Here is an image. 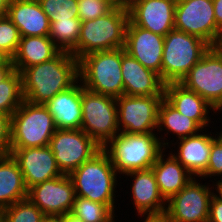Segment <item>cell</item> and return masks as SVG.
Returning <instances> with one entry per match:
<instances>
[{
  "mask_svg": "<svg viewBox=\"0 0 222 222\" xmlns=\"http://www.w3.org/2000/svg\"><path fill=\"white\" fill-rule=\"evenodd\" d=\"M28 189L17 161L12 155L0 156V209L26 199Z\"/></svg>",
  "mask_w": 222,
  "mask_h": 222,
  "instance_id": "484cf974",
  "label": "cell"
},
{
  "mask_svg": "<svg viewBox=\"0 0 222 222\" xmlns=\"http://www.w3.org/2000/svg\"><path fill=\"white\" fill-rule=\"evenodd\" d=\"M112 9L113 7L108 2L99 0H78V15L81 22L102 17Z\"/></svg>",
  "mask_w": 222,
  "mask_h": 222,
  "instance_id": "836d02e7",
  "label": "cell"
},
{
  "mask_svg": "<svg viewBox=\"0 0 222 222\" xmlns=\"http://www.w3.org/2000/svg\"><path fill=\"white\" fill-rule=\"evenodd\" d=\"M117 174L109 155L101 149L68 176L76 196L109 205L114 210Z\"/></svg>",
  "mask_w": 222,
  "mask_h": 222,
  "instance_id": "277c9868",
  "label": "cell"
},
{
  "mask_svg": "<svg viewBox=\"0 0 222 222\" xmlns=\"http://www.w3.org/2000/svg\"><path fill=\"white\" fill-rule=\"evenodd\" d=\"M9 0H0V16L6 15Z\"/></svg>",
  "mask_w": 222,
  "mask_h": 222,
  "instance_id": "7bdbcfd3",
  "label": "cell"
},
{
  "mask_svg": "<svg viewBox=\"0 0 222 222\" xmlns=\"http://www.w3.org/2000/svg\"><path fill=\"white\" fill-rule=\"evenodd\" d=\"M49 219L28 198L2 210V222H47Z\"/></svg>",
  "mask_w": 222,
  "mask_h": 222,
  "instance_id": "4dcf8cb0",
  "label": "cell"
},
{
  "mask_svg": "<svg viewBox=\"0 0 222 222\" xmlns=\"http://www.w3.org/2000/svg\"><path fill=\"white\" fill-rule=\"evenodd\" d=\"M132 180L131 195L137 215L166 211L167 201L160 194L152 168L126 173Z\"/></svg>",
  "mask_w": 222,
  "mask_h": 222,
  "instance_id": "ffe728a7",
  "label": "cell"
},
{
  "mask_svg": "<svg viewBox=\"0 0 222 222\" xmlns=\"http://www.w3.org/2000/svg\"><path fill=\"white\" fill-rule=\"evenodd\" d=\"M49 147L64 175H69L102 149L82 129H57Z\"/></svg>",
  "mask_w": 222,
  "mask_h": 222,
  "instance_id": "8fae6325",
  "label": "cell"
},
{
  "mask_svg": "<svg viewBox=\"0 0 222 222\" xmlns=\"http://www.w3.org/2000/svg\"><path fill=\"white\" fill-rule=\"evenodd\" d=\"M59 52L49 36L21 37L11 60L15 70L21 73L25 68L51 60Z\"/></svg>",
  "mask_w": 222,
  "mask_h": 222,
  "instance_id": "d4e9b609",
  "label": "cell"
},
{
  "mask_svg": "<svg viewBox=\"0 0 222 222\" xmlns=\"http://www.w3.org/2000/svg\"><path fill=\"white\" fill-rule=\"evenodd\" d=\"M21 35L19 29L6 16H0V49L11 59L17 51Z\"/></svg>",
  "mask_w": 222,
  "mask_h": 222,
  "instance_id": "d6a6232c",
  "label": "cell"
},
{
  "mask_svg": "<svg viewBox=\"0 0 222 222\" xmlns=\"http://www.w3.org/2000/svg\"><path fill=\"white\" fill-rule=\"evenodd\" d=\"M175 7L171 0H132L127 5L129 20L134 25L161 36L175 29Z\"/></svg>",
  "mask_w": 222,
  "mask_h": 222,
  "instance_id": "2e32d148",
  "label": "cell"
},
{
  "mask_svg": "<svg viewBox=\"0 0 222 222\" xmlns=\"http://www.w3.org/2000/svg\"><path fill=\"white\" fill-rule=\"evenodd\" d=\"M81 129L100 147L119 133L116 98L91 92L82 85Z\"/></svg>",
  "mask_w": 222,
  "mask_h": 222,
  "instance_id": "ba28073f",
  "label": "cell"
},
{
  "mask_svg": "<svg viewBox=\"0 0 222 222\" xmlns=\"http://www.w3.org/2000/svg\"><path fill=\"white\" fill-rule=\"evenodd\" d=\"M56 130L54 119L45 105L24 99L12 114L11 148L49 146Z\"/></svg>",
  "mask_w": 222,
  "mask_h": 222,
  "instance_id": "52a82bcc",
  "label": "cell"
},
{
  "mask_svg": "<svg viewBox=\"0 0 222 222\" xmlns=\"http://www.w3.org/2000/svg\"><path fill=\"white\" fill-rule=\"evenodd\" d=\"M171 1H173V2H175V3H178V2H181V1H183V0H171Z\"/></svg>",
  "mask_w": 222,
  "mask_h": 222,
  "instance_id": "681fc988",
  "label": "cell"
},
{
  "mask_svg": "<svg viewBox=\"0 0 222 222\" xmlns=\"http://www.w3.org/2000/svg\"><path fill=\"white\" fill-rule=\"evenodd\" d=\"M165 149L158 155L152 165L156 182L163 198L168 201L172 196L183 189L194 177L173 155L167 154Z\"/></svg>",
  "mask_w": 222,
  "mask_h": 222,
  "instance_id": "cb8c5ba5",
  "label": "cell"
},
{
  "mask_svg": "<svg viewBox=\"0 0 222 222\" xmlns=\"http://www.w3.org/2000/svg\"><path fill=\"white\" fill-rule=\"evenodd\" d=\"M174 27L203 39L211 47L220 46L222 32L215 21L213 0H183L176 3Z\"/></svg>",
  "mask_w": 222,
  "mask_h": 222,
  "instance_id": "30bf717a",
  "label": "cell"
},
{
  "mask_svg": "<svg viewBox=\"0 0 222 222\" xmlns=\"http://www.w3.org/2000/svg\"><path fill=\"white\" fill-rule=\"evenodd\" d=\"M213 7L217 28L222 32V0H213Z\"/></svg>",
  "mask_w": 222,
  "mask_h": 222,
  "instance_id": "f35d334b",
  "label": "cell"
},
{
  "mask_svg": "<svg viewBox=\"0 0 222 222\" xmlns=\"http://www.w3.org/2000/svg\"><path fill=\"white\" fill-rule=\"evenodd\" d=\"M79 81L85 89L114 98L124 95L121 48L96 51L78 60Z\"/></svg>",
  "mask_w": 222,
  "mask_h": 222,
  "instance_id": "5b68a950",
  "label": "cell"
},
{
  "mask_svg": "<svg viewBox=\"0 0 222 222\" xmlns=\"http://www.w3.org/2000/svg\"><path fill=\"white\" fill-rule=\"evenodd\" d=\"M1 65H13L11 58L0 49V66Z\"/></svg>",
  "mask_w": 222,
  "mask_h": 222,
  "instance_id": "b9f144b4",
  "label": "cell"
},
{
  "mask_svg": "<svg viewBox=\"0 0 222 222\" xmlns=\"http://www.w3.org/2000/svg\"><path fill=\"white\" fill-rule=\"evenodd\" d=\"M201 129V130H200ZM167 130L166 135L174 133L178 140L193 136L202 131V128L191 118L181 114L165 98H163L158 108V128L157 132Z\"/></svg>",
  "mask_w": 222,
  "mask_h": 222,
  "instance_id": "4316f807",
  "label": "cell"
},
{
  "mask_svg": "<svg viewBox=\"0 0 222 222\" xmlns=\"http://www.w3.org/2000/svg\"><path fill=\"white\" fill-rule=\"evenodd\" d=\"M179 83L205 99L216 113L221 111L222 47H210Z\"/></svg>",
  "mask_w": 222,
  "mask_h": 222,
  "instance_id": "9c48e42d",
  "label": "cell"
},
{
  "mask_svg": "<svg viewBox=\"0 0 222 222\" xmlns=\"http://www.w3.org/2000/svg\"><path fill=\"white\" fill-rule=\"evenodd\" d=\"M128 20L127 5L121 4L102 17L81 22L77 46L71 54L79 60L92 52L124 48Z\"/></svg>",
  "mask_w": 222,
  "mask_h": 222,
  "instance_id": "3957f363",
  "label": "cell"
},
{
  "mask_svg": "<svg viewBox=\"0 0 222 222\" xmlns=\"http://www.w3.org/2000/svg\"><path fill=\"white\" fill-rule=\"evenodd\" d=\"M208 222H222V199L216 193L210 201Z\"/></svg>",
  "mask_w": 222,
  "mask_h": 222,
  "instance_id": "8d00e7d4",
  "label": "cell"
},
{
  "mask_svg": "<svg viewBox=\"0 0 222 222\" xmlns=\"http://www.w3.org/2000/svg\"><path fill=\"white\" fill-rule=\"evenodd\" d=\"M163 48L164 36L136 26L128 20L125 31V52L144 67L155 71L160 78Z\"/></svg>",
  "mask_w": 222,
  "mask_h": 222,
  "instance_id": "e0dca14e",
  "label": "cell"
},
{
  "mask_svg": "<svg viewBox=\"0 0 222 222\" xmlns=\"http://www.w3.org/2000/svg\"><path fill=\"white\" fill-rule=\"evenodd\" d=\"M50 22L79 18L78 0H38Z\"/></svg>",
  "mask_w": 222,
  "mask_h": 222,
  "instance_id": "1f68e13d",
  "label": "cell"
},
{
  "mask_svg": "<svg viewBox=\"0 0 222 222\" xmlns=\"http://www.w3.org/2000/svg\"><path fill=\"white\" fill-rule=\"evenodd\" d=\"M99 1L108 2L113 8L121 5L117 0H99Z\"/></svg>",
  "mask_w": 222,
  "mask_h": 222,
  "instance_id": "f6af8a7d",
  "label": "cell"
},
{
  "mask_svg": "<svg viewBox=\"0 0 222 222\" xmlns=\"http://www.w3.org/2000/svg\"><path fill=\"white\" fill-rule=\"evenodd\" d=\"M222 175V144L216 139L211 144V151L207 169L199 176V178H207Z\"/></svg>",
  "mask_w": 222,
  "mask_h": 222,
  "instance_id": "e575fe53",
  "label": "cell"
},
{
  "mask_svg": "<svg viewBox=\"0 0 222 222\" xmlns=\"http://www.w3.org/2000/svg\"><path fill=\"white\" fill-rule=\"evenodd\" d=\"M15 68L13 65H1L0 66V83L3 82L13 71Z\"/></svg>",
  "mask_w": 222,
  "mask_h": 222,
  "instance_id": "60d3db41",
  "label": "cell"
},
{
  "mask_svg": "<svg viewBox=\"0 0 222 222\" xmlns=\"http://www.w3.org/2000/svg\"><path fill=\"white\" fill-rule=\"evenodd\" d=\"M75 189L68 175H61L28 189L27 198L34 203L49 220L70 213Z\"/></svg>",
  "mask_w": 222,
  "mask_h": 222,
  "instance_id": "5bb4252c",
  "label": "cell"
},
{
  "mask_svg": "<svg viewBox=\"0 0 222 222\" xmlns=\"http://www.w3.org/2000/svg\"><path fill=\"white\" fill-rule=\"evenodd\" d=\"M121 74L124 94L129 96H164L165 83L155 71L144 67L121 48Z\"/></svg>",
  "mask_w": 222,
  "mask_h": 222,
  "instance_id": "ac0fdd59",
  "label": "cell"
},
{
  "mask_svg": "<svg viewBox=\"0 0 222 222\" xmlns=\"http://www.w3.org/2000/svg\"><path fill=\"white\" fill-rule=\"evenodd\" d=\"M54 222H82L71 213H66L53 219Z\"/></svg>",
  "mask_w": 222,
  "mask_h": 222,
  "instance_id": "ab89813d",
  "label": "cell"
},
{
  "mask_svg": "<svg viewBox=\"0 0 222 222\" xmlns=\"http://www.w3.org/2000/svg\"><path fill=\"white\" fill-rule=\"evenodd\" d=\"M157 134L119 132L102 149L109 155L116 172L124 176L151 168L158 155L169 147L170 142Z\"/></svg>",
  "mask_w": 222,
  "mask_h": 222,
  "instance_id": "7a4b0ae2",
  "label": "cell"
},
{
  "mask_svg": "<svg viewBox=\"0 0 222 222\" xmlns=\"http://www.w3.org/2000/svg\"><path fill=\"white\" fill-rule=\"evenodd\" d=\"M216 183V185H214ZM213 183V186H215L216 195L222 199V178L221 180H218L217 182ZM217 188V189H216Z\"/></svg>",
  "mask_w": 222,
  "mask_h": 222,
  "instance_id": "ee69618b",
  "label": "cell"
},
{
  "mask_svg": "<svg viewBox=\"0 0 222 222\" xmlns=\"http://www.w3.org/2000/svg\"><path fill=\"white\" fill-rule=\"evenodd\" d=\"M0 222H2V210L0 209Z\"/></svg>",
  "mask_w": 222,
  "mask_h": 222,
  "instance_id": "c3c4849f",
  "label": "cell"
},
{
  "mask_svg": "<svg viewBox=\"0 0 222 222\" xmlns=\"http://www.w3.org/2000/svg\"><path fill=\"white\" fill-rule=\"evenodd\" d=\"M6 16L21 37L49 36L50 21L38 0H9Z\"/></svg>",
  "mask_w": 222,
  "mask_h": 222,
  "instance_id": "d6986e66",
  "label": "cell"
},
{
  "mask_svg": "<svg viewBox=\"0 0 222 222\" xmlns=\"http://www.w3.org/2000/svg\"><path fill=\"white\" fill-rule=\"evenodd\" d=\"M215 135H218V136L216 137V139L222 144V131L219 132V134H218V132H217V134H215Z\"/></svg>",
  "mask_w": 222,
  "mask_h": 222,
  "instance_id": "7dc6e473",
  "label": "cell"
},
{
  "mask_svg": "<svg viewBox=\"0 0 222 222\" xmlns=\"http://www.w3.org/2000/svg\"><path fill=\"white\" fill-rule=\"evenodd\" d=\"M144 217L143 222H172L170 216L166 211L159 213H148V214H139ZM146 215V216H145Z\"/></svg>",
  "mask_w": 222,
  "mask_h": 222,
  "instance_id": "74e56055",
  "label": "cell"
},
{
  "mask_svg": "<svg viewBox=\"0 0 222 222\" xmlns=\"http://www.w3.org/2000/svg\"><path fill=\"white\" fill-rule=\"evenodd\" d=\"M196 177L167 201L166 212L172 222H208L214 187L202 185ZM213 191V192H212Z\"/></svg>",
  "mask_w": 222,
  "mask_h": 222,
  "instance_id": "4fadbf2b",
  "label": "cell"
},
{
  "mask_svg": "<svg viewBox=\"0 0 222 222\" xmlns=\"http://www.w3.org/2000/svg\"><path fill=\"white\" fill-rule=\"evenodd\" d=\"M164 96H129L116 98L119 132L156 133L158 108Z\"/></svg>",
  "mask_w": 222,
  "mask_h": 222,
  "instance_id": "7c38bea8",
  "label": "cell"
},
{
  "mask_svg": "<svg viewBox=\"0 0 222 222\" xmlns=\"http://www.w3.org/2000/svg\"><path fill=\"white\" fill-rule=\"evenodd\" d=\"M27 189L63 175L49 146L33 148H11Z\"/></svg>",
  "mask_w": 222,
  "mask_h": 222,
  "instance_id": "9a60e30c",
  "label": "cell"
},
{
  "mask_svg": "<svg viewBox=\"0 0 222 222\" xmlns=\"http://www.w3.org/2000/svg\"><path fill=\"white\" fill-rule=\"evenodd\" d=\"M80 29V18H72V21L50 22L49 37L60 51L71 53L77 46Z\"/></svg>",
  "mask_w": 222,
  "mask_h": 222,
  "instance_id": "f1b7e54d",
  "label": "cell"
},
{
  "mask_svg": "<svg viewBox=\"0 0 222 222\" xmlns=\"http://www.w3.org/2000/svg\"><path fill=\"white\" fill-rule=\"evenodd\" d=\"M164 98L181 114L194 120L203 130L210 124V110L215 108L196 92L185 88L179 82L165 84ZM209 123V124H208Z\"/></svg>",
  "mask_w": 222,
  "mask_h": 222,
  "instance_id": "44dd1931",
  "label": "cell"
},
{
  "mask_svg": "<svg viewBox=\"0 0 222 222\" xmlns=\"http://www.w3.org/2000/svg\"><path fill=\"white\" fill-rule=\"evenodd\" d=\"M120 4L128 5L132 0H117Z\"/></svg>",
  "mask_w": 222,
  "mask_h": 222,
  "instance_id": "bcb514c9",
  "label": "cell"
},
{
  "mask_svg": "<svg viewBox=\"0 0 222 222\" xmlns=\"http://www.w3.org/2000/svg\"><path fill=\"white\" fill-rule=\"evenodd\" d=\"M23 100L21 73L14 70L0 83V112L12 115Z\"/></svg>",
  "mask_w": 222,
  "mask_h": 222,
  "instance_id": "f546056e",
  "label": "cell"
},
{
  "mask_svg": "<svg viewBox=\"0 0 222 222\" xmlns=\"http://www.w3.org/2000/svg\"><path fill=\"white\" fill-rule=\"evenodd\" d=\"M12 115L0 112V156L11 154Z\"/></svg>",
  "mask_w": 222,
  "mask_h": 222,
  "instance_id": "d590c367",
  "label": "cell"
},
{
  "mask_svg": "<svg viewBox=\"0 0 222 222\" xmlns=\"http://www.w3.org/2000/svg\"><path fill=\"white\" fill-rule=\"evenodd\" d=\"M21 77L24 99L45 105L79 80L78 60L71 53L60 51L49 61L25 68Z\"/></svg>",
  "mask_w": 222,
  "mask_h": 222,
  "instance_id": "6da1fadb",
  "label": "cell"
},
{
  "mask_svg": "<svg viewBox=\"0 0 222 222\" xmlns=\"http://www.w3.org/2000/svg\"><path fill=\"white\" fill-rule=\"evenodd\" d=\"M114 211L109 205L75 196L70 213L82 222H115Z\"/></svg>",
  "mask_w": 222,
  "mask_h": 222,
  "instance_id": "83f0119b",
  "label": "cell"
},
{
  "mask_svg": "<svg viewBox=\"0 0 222 222\" xmlns=\"http://www.w3.org/2000/svg\"><path fill=\"white\" fill-rule=\"evenodd\" d=\"M211 46L203 39L173 29L164 36L161 80L180 82Z\"/></svg>",
  "mask_w": 222,
  "mask_h": 222,
  "instance_id": "8992f818",
  "label": "cell"
},
{
  "mask_svg": "<svg viewBox=\"0 0 222 222\" xmlns=\"http://www.w3.org/2000/svg\"><path fill=\"white\" fill-rule=\"evenodd\" d=\"M206 132L205 128L196 135L179 139L180 142L177 140L174 145L178 143V153L174 154L171 150L172 155L194 177H199L207 169L211 144L216 140V136H212L211 133L208 135Z\"/></svg>",
  "mask_w": 222,
  "mask_h": 222,
  "instance_id": "603a6c76",
  "label": "cell"
},
{
  "mask_svg": "<svg viewBox=\"0 0 222 222\" xmlns=\"http://www.w3.org/2000/svg\"><path fill=\"white\" fill-rule=\"evenodd\" d=\"M81 93L82 84L78 80L72 87L57 93L45 104L57 129H81Z\"/></svg>",
  "mask_w": 222,
  "mask_h": 222,
  "instance_id": "7402d4cb",
  "label": "cell"
}]
</instances>
